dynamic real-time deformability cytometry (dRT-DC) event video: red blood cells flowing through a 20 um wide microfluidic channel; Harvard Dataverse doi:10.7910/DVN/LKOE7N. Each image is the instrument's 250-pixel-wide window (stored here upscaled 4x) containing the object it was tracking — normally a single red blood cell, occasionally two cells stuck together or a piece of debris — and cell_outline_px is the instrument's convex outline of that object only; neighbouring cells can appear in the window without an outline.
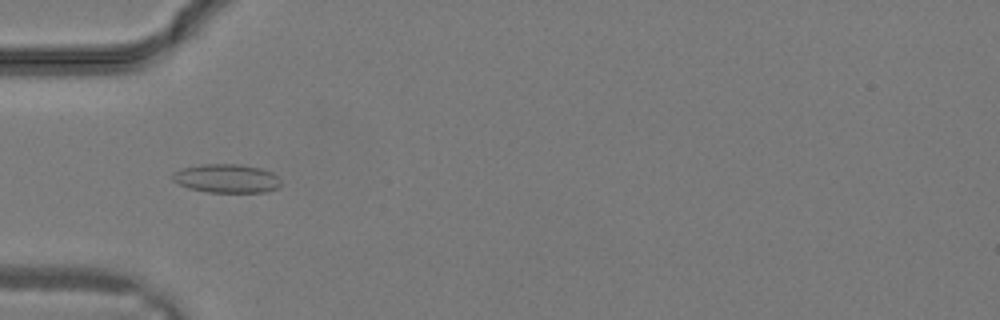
{"species": "common noctule bat (a hibernating species)", "species_latin": "Nyctalus noctula", "temperature_condition": "warm", "stored_images_in_passage": 28, "camera_frame_rate_fps": 3000, "um_per_image_px": 0.085, "animal": {"sex": "male", "body_mass_g": 19.2, "forearm_length_mm": 51.8}, "frame": {"image": 1, "passage_image": 7, "time_ms": 2.0, "image_size_px": [1000, 320], "cell_outline_px": [[280, 188], [268, 192], [208, 192], [188, 188], [172, 180], [172, 172], [180, 168], [200, 164], [240, 164], [260, 168], [272, 172], [280, 180]], "centroid_in_image_um": [19.25, 15.16], "position_along_channel_um": 65.7, "area_um2": 18.32}}
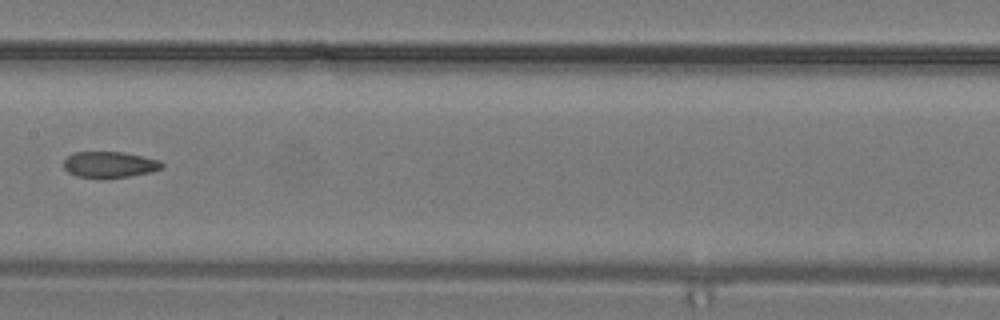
{"frame": {"image": 2, "passage_image": 13, "time_ms": 4.0, "image_size_px": [1000, 320], "cell_outline_px": [[164, 168], [152, 172], [128, 176], [76, 176], [68, 172], [64, 168], [64, 160], [72, 152], [124, 152], [144, 156], [160, 160], [164, 164]], "centroid_in_image_um": [9.36, 13.95], "position_along_channel_um": 198.0, "area_um2": 14.68}}
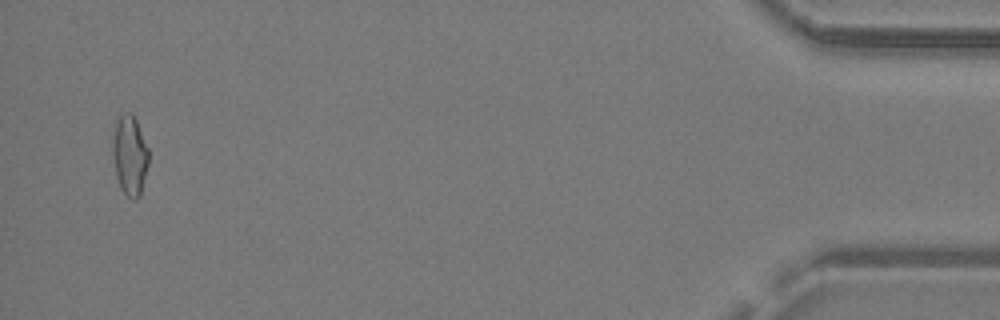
{"frame": {"image": 3, "passage_image": 27, "time_ms": 8.667, "image_size_px": [1000, 320], "cell_outline_px": [[148, 164], [140, 196], [136, 200], [132, 200], [120, 188], [116, 176], [112, 152], [112, 148], [116, 120], [124, 112], [132, 112], [136, 120], [148, 148]], "centroid_in_image_um": [11.03, 13.21], "position_along_channel_um": 424.2, "area_um2": 16.7}}